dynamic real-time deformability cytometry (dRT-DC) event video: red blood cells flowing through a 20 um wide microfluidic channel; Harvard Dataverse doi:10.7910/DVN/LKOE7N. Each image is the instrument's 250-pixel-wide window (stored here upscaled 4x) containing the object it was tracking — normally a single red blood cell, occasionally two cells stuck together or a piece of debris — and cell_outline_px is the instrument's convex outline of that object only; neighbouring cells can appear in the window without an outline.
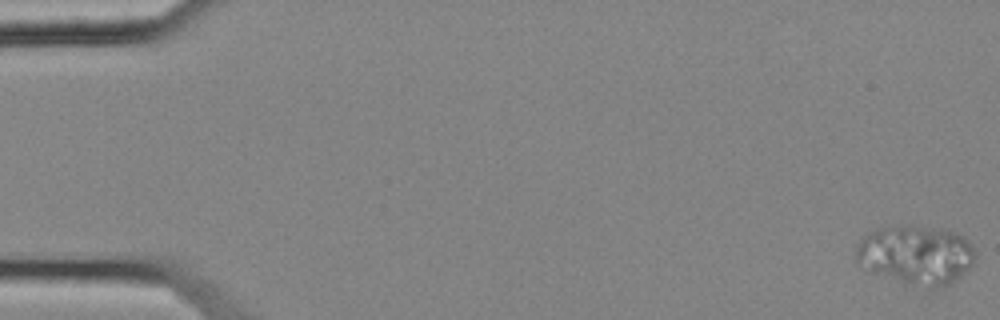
{"species": "common noctule bat (a hibernating species)", "species_latin": "Nyctalus noctula", "temperature_condition": "cold", "stored_images_in_passage": 57, "segment_of_instrument_passage": [1, 2], "camera_frame_rate_fps": 3000, "um_per_image_px": 0.085, "animal": {"sex": "female", "body_mass_g": 25.1}, "frame": {"image": 1, "passage_image": 1, "time_ms": 0.0, "image_size_px": [1000, 320], "cell_outline_px": [[976, 256], [972, 264], [960, 276], [944, 288], [932, 288], [900, 280], [876, 272], [856, 260], [856, 244], [864, 236], [876, 228], [908, 224], [912, 224], [944, 228], [956, 232], [968, 240], [976, 252]], "centroid_in_image_um": [77.92, 21.6], "position_along_channel_um": 7.1, "area_um2": 40.86}}
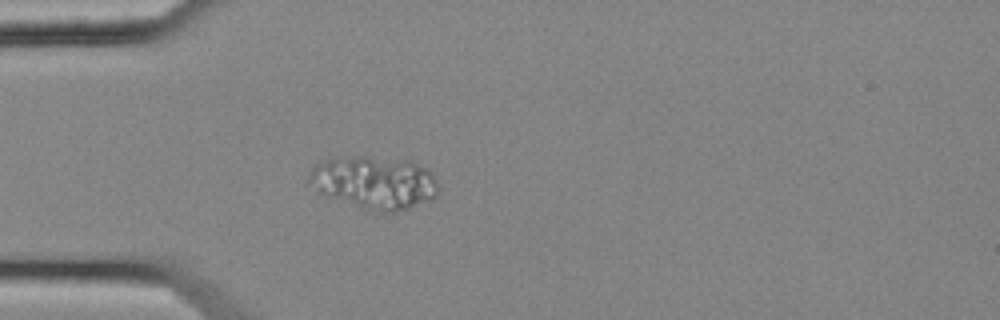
{"frame": {"image": 2, "passage_image": 17, "time_ms": 5.333, "image_size_px": [1000, 320], "cell_outline_px": [[440, 192], [436, 196], [428, 200], [408, 208], [396, 212], [384, 212], [360, 208], [316, 192], [308, 184], [308, 176], [312, 168], [316, 164], [324, 160], [360, 156], [364, 156], [408, 160], [428, 168], [436, 180], [440, 188]], "centroid_in_image_um": [31.82, 15.52], "position_along_channel_um": 53.2, "area_um2": 39.94}}